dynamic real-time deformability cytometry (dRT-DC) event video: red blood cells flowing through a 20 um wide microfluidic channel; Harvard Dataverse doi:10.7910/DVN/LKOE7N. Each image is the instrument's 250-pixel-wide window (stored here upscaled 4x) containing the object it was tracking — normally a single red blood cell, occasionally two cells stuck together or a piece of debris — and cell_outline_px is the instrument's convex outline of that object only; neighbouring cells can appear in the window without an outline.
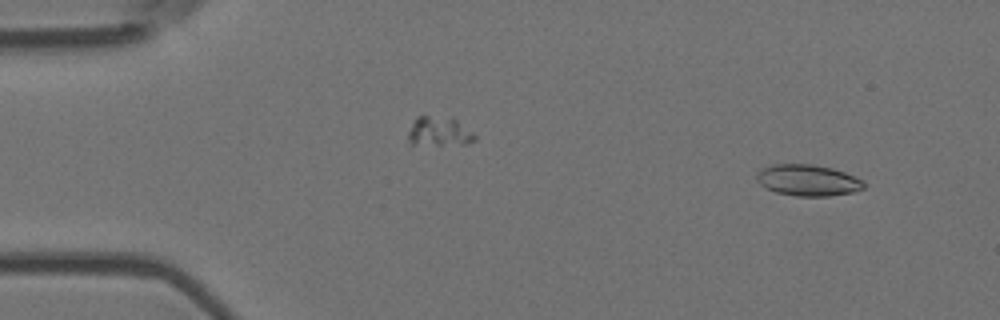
{"species": "Egyptian fruit bat (a non-hibernating species)", "species_latin": "Rousettus aegyptiacus", "temperature_condition": "room temperature", "stored_images_in_passage": 4, "camera_frame_rate_fps": 3000, "um_per_image_px": 0.085, "animal": {"sex": "female"}, "frame": {"image": 1, "passage_image": 1, "time_ms": 0.0, "image_size_px": [1000, 320], "cell_outline_px": [[864, 188], [852, 192], [828, 196], [796, 196], [776, 192], [760, 184], [756, 180], [756, 172], [760, 168], [772, 164], [812, 164], [832, 168], [844, 172], [864, 180]], "centroid_in_image_um": [68.64, 15.31], "position_along_channel_um": 16.4, "area_um2": 19.59}}